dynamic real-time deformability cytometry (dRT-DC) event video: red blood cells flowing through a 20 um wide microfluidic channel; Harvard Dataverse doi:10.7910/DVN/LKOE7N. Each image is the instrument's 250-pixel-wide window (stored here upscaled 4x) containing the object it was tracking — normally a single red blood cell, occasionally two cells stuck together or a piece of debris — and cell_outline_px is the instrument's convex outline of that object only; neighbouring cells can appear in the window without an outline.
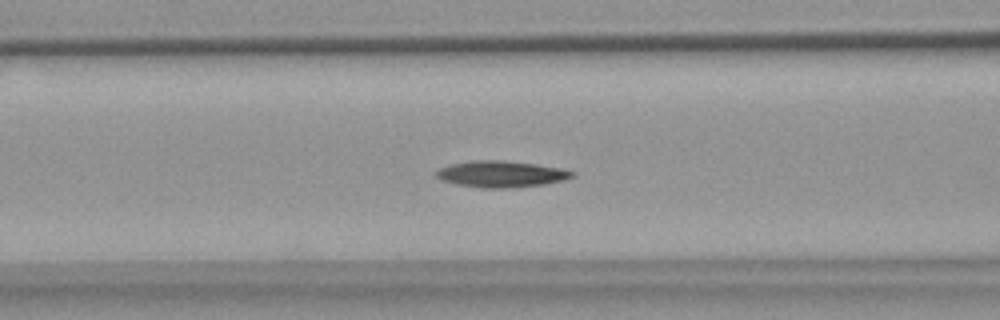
{"species": "common noctule bat (a hibernating species)", "species_latin": "Nyctalus noctula", "temperature_condition": "warm", "stored_images_in_passage": 41, "camera_frame_rate_fps": 3000, "um_per_image_px": 0.085, "animal": {"sex": "female", "body_mass_g": 18.4}, "frame": {"image": 1, "passage_image": 8, "time_ms": 2.333, "image_size_px": [1000, 320], "cell_outline_px": [[576, 176], [564, 180], [544, 184], [512, 188], [484, 188], [456, 184], [444, 180], [436, 176], [432, 172], [448, 164], [468, 160], [504, 160], [536, 164], [560, 168], [576, 172]], "centroid_in_image_um": [42.59, 14.78], "position_along_channel_um": 124.0, "area_um2": 21.15}}
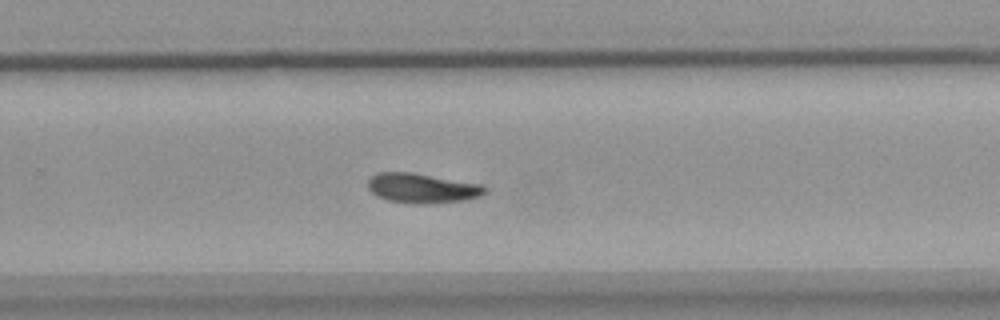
{"frame": {"image": 2, "passage_image": 22, "time_ms": 7.0, "image_size_px": [1000, 320], "cell_outline_px": [[488, 192], [480, 196], [468, 200], [432, 204], [412, 204], [388, 200], [376, 196], [368, 188], [368, 180], [376, 172], [412, 172], [484, 184], [488, 188]], "centroid_in_image_um": [35.94, 16.0], "position_along_channel_um": 293.9, "area_um2": 20.81}}
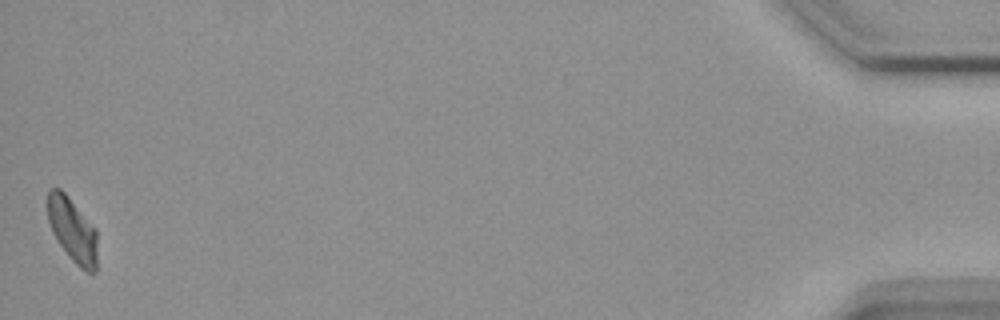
{"frame": {"image": 3, "passage_image": 41, "time_ms": 13.333, "image_size_px": [1000, 320], "cell_outline_px": [[96, 272], [88, 272], [80, 268], [72, 260], [56, 240], [52, 232], [48, 220], [48, 188], [60, 188], [68, 196], [96, 228]], "centroid_in_image_um": [6.15, 19.54], "position_along_channel_um": 429.0, "area_um2": 18.55}, "authors_computed_cell_mechanics": {"area_um2": 19.8254, "velocity_mm_per_s": 3.6487, "shape_relaxation_time_tau1_ms": 7.1444, "shape_relaxation_time_tau2_ms": null, "deformation_change_tau1": 0.1825, "deformation_change_tau2": null}}